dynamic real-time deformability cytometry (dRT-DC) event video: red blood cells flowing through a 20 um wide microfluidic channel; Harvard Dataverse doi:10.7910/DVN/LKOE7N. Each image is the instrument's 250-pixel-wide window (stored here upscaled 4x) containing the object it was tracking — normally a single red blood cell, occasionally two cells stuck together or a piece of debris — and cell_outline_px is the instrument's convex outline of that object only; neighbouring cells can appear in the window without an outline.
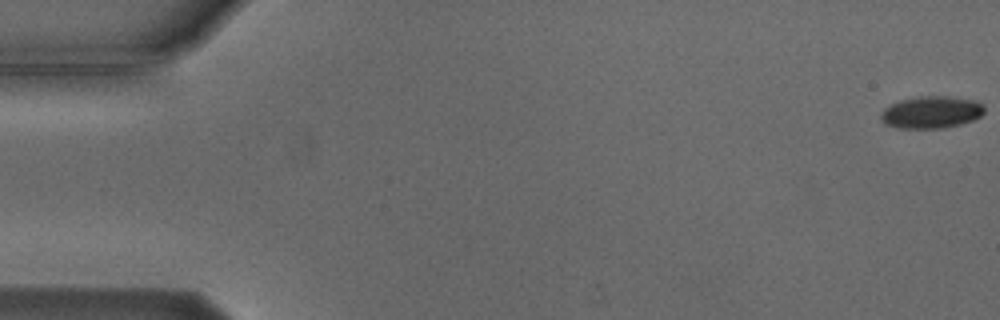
{"species": "Egyptian fruit bat (a non-hibernating species)", "species_latin": "Rousettus aegyptiacus", "temperature_condition": "cold", "stored_images_in_passage": 8, "camera_frame_rate_fps": 3000, "um_per_image_px": 0.085, "animal": {"sex": "male"}, "frame": {"image": 1, "passage_image": 1, "time_ms": 0.0, "image_size_px": [1000, 320], "cell_outline_px": [[984, 112], [980, 116], [972, 120], [960, 124], [940, 128], [900, 128], [884, 124], [880, 116], [880, 112], [884, 108], [900, 100], [920, 96], [948, 96], [976, 100], [984, 104]], "centroid_in_image_um": [79.16, 9.53], "position_along_channel_um": 5.8, "area_um2": 19.42}}
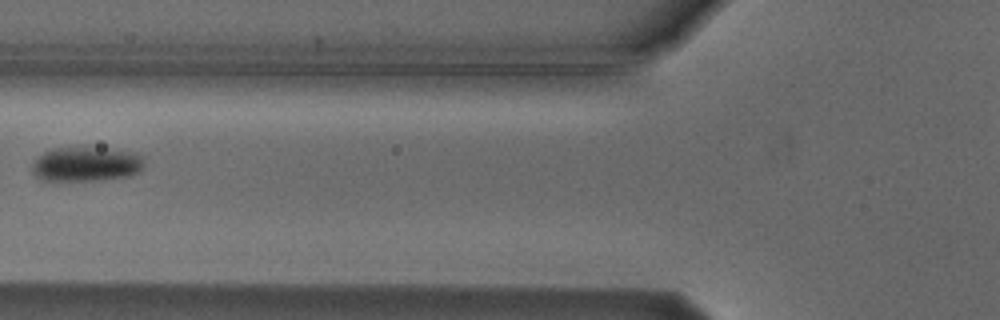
{"frame": {"image": 2, "passage_image": 7, "time_ms": 7.0, "image_size_px": [1000, 320], "cell_outline_px": [[144, 168], [140, 172], [128, 176], [100, 180], [40, 180], [32, 172], [32, 164], [44, 152], [52, 148], [96, 148], [136, 152], [144, 156]], "centroid_in_image_um": [7.37, 13.96], "position_along_channel_um": 118.4, "area_um2": 22.54}}